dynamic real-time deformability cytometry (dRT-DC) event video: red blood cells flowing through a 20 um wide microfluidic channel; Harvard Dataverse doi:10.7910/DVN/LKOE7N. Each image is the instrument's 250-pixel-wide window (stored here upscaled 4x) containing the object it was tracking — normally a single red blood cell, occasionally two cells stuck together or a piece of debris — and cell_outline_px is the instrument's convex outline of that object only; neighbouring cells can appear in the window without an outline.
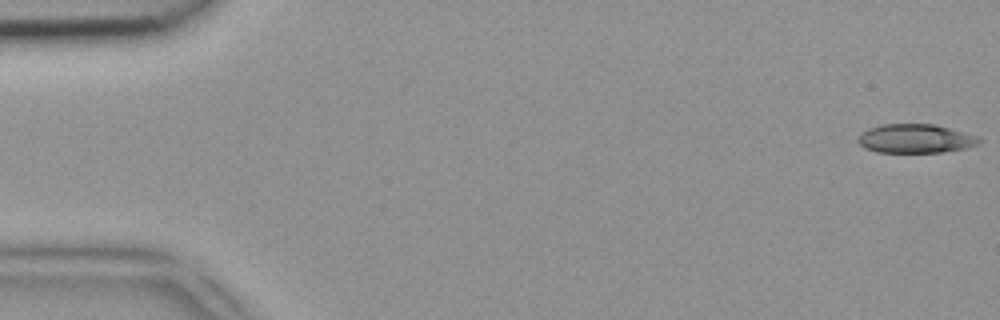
{"species": "common noctule bat (a hibernating species)", "species_latin": "Nyctalus noctula", "temperature_condition": "room temperature", "stored_images_in_passage": 48, "camera_frame_rate_fps": 3000, "um_per_image_px": 0.085, "animal": {"sex": "female", "body_mass_g": 18.4}, "frame": {"image": 1, "passage_image": 1, "time_ms": 0.0, "image_size_px": [1000, 320], "cell_outline_px": [[984, 140], [976, 144], [964, 148], [944, 152], [876, 152], [864, 148], [856, 140], [860, 132], [868, 128], [880, 124], [932, 124], [948, 128], [976, 136]], "centroid_in_image_um": [77.74, 11.78], "position_along_channel_um": 7.3, "area_um2": 20.35}}
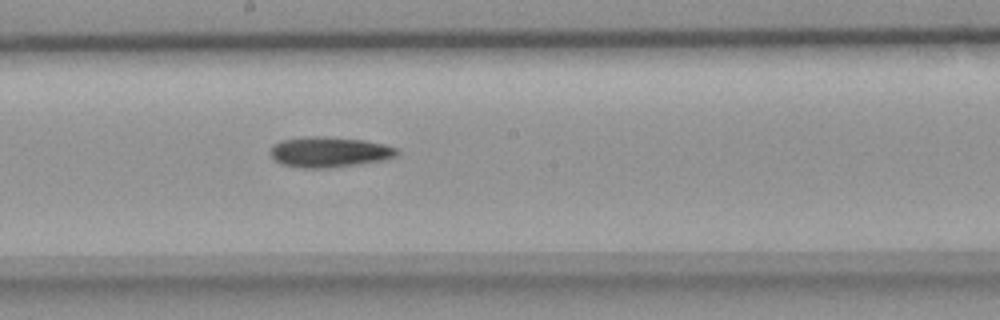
{"frame": {"image": 2, "passage_image": 26, "time_ms": 8.333, "image_size_px": [1000, 320], "cell_outline_px": [[400, 152], [396, 156], [384, 160], [360, 164], [328, 168], [296, 168], [280, 164], [268, 152], [280, 140], [304, 136], [324, 136], [364, 140], [384, 144], [400, 148]], "centroid_in_image_um": [28.01, 12.92], "position_along_channel_um": 220.2, "area_um2": 22.83}}
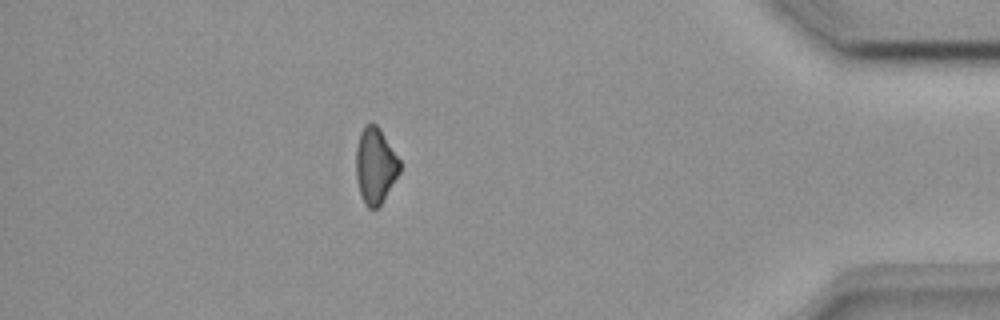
{"frame": {"image": 3, "passage_image": 42, "time_ms": 13.667, "image_size_px": [1000, 320], "cell_outline_px": [[400, 172], [380, 204], [376, 208], [368, 208], [364, 204], [360, 196], [356, 180], [356, 148], [360, 132], [364, 124], [376, 124], [380, 128], [400, 160]], "centroid_in_image_um": [31.88, 14.07], "position_along_channel_um": 403.3, "area_um2": 19.36}}